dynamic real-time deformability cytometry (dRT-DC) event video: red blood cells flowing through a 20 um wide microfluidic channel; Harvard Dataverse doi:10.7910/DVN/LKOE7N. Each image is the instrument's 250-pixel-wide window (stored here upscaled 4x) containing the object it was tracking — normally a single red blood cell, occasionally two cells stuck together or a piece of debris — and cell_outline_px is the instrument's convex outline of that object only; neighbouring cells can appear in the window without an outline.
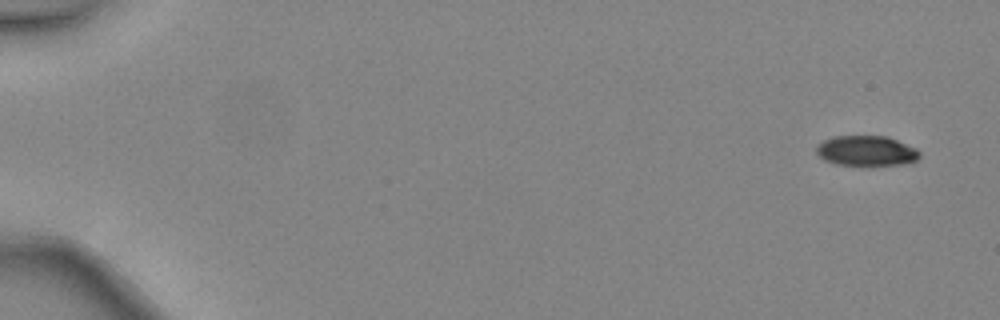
{"species": "common noctule bat (a hibernating species)", "species_latin": "Nyctalus noctula", "temperature_condition": "warm", "stored_images_in_passage": 46, "camera_frame_rate_fps": 3000, "um_per_image_px": 0.085, "animal": {"sex": "female", "body_mass_g": 24.6, "forearm_length_mm": 56.2}, "frame": {"image": 1, "passage_image": 1, "time_ms": 0.0, "image_size_px": [1000, 320], "cell_outline_px": [[920, 156], [916, 160], [904, 164], [868, 168], [836, 164], [824, 160], [816, 152], [816, 144], [824, 140], [836, 136], [888, 136], [916, 148], [920, 152]], "centroid_in_image_um": [73.65, 12.86], "position_along_channel_um": 11.4, "area_um2": 18.9}}
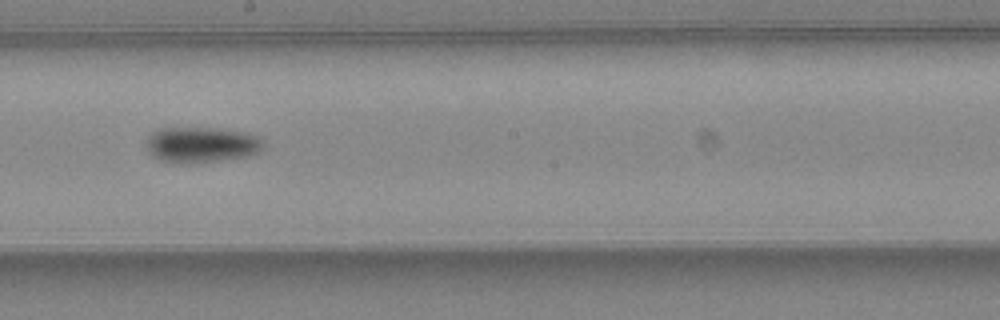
{"frame": {"image": 2, "passage_image": 27, "time_ms": 8.667, "image_size_px": [1000, 320], "cell_outline_px": [[264, 148], [260, 152], [244, 156], [196, 164], [172, 164], [160, 160], [152, 156], [144, 148], [144, 144], [148, 136], [152, 132], [160, 128], [220, 128], [248, 132], [264, 140]], "centroid_in_image_um": [17.08, 12.31], "position_along_channel_um": 231.1, "area_um2": 25.09}}
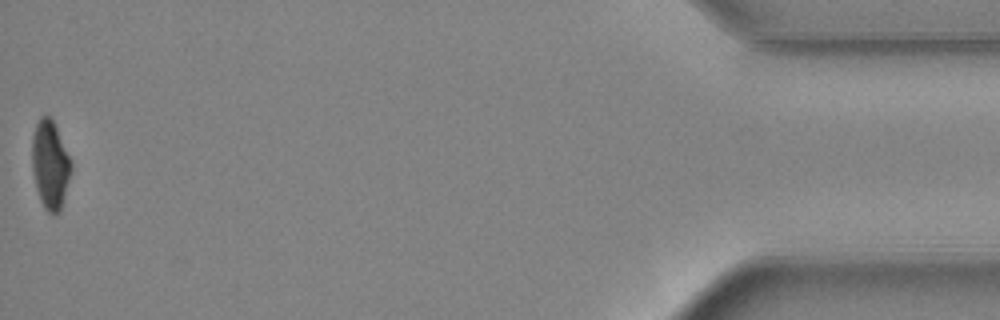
{"frame": {"image": 3, "passage_image": 46, "time_ms": 15.0, "image_size_px": [1000, 320], "cell_outline_px": [[72, 172], [60, 212], [52, 216], [44, 208], [40, 200], [36, 188], [32, 168], [32, 136], [36, 124], [40, 116], [48, 116], [52, 120], [72, 160]], "centroid_in_image_um": [4.28, 14.04], "position_along_channel_um": 430.9, "area_um2": 20.35}, "authors_computed_cell_mechanics": {"area_um2": 21.6461, "velocity_mm_per_s": 4.5126, "shape_relaxation_time_tau1_ms": 3.7781, "shape_relaxation_time_tau2_ms": null, "deformation_change_tau1": 0.1343, "deformation_change_tau2": null}}